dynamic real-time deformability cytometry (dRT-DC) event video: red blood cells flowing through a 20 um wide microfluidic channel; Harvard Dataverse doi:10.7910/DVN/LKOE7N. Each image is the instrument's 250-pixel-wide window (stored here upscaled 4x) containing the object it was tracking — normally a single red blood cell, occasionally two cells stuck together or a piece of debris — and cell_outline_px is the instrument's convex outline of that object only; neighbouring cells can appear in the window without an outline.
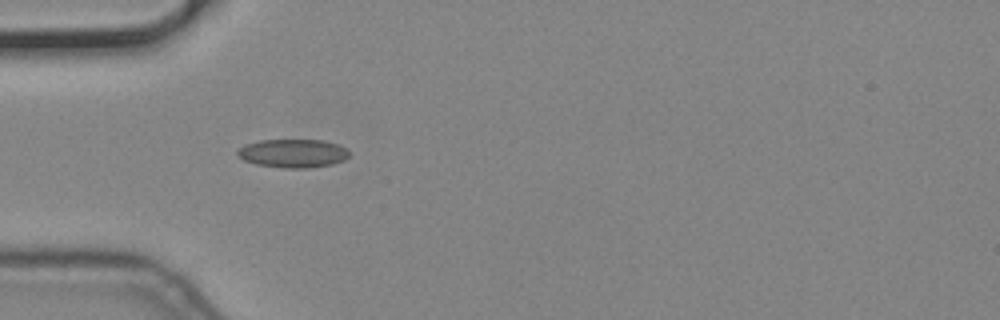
{"species": "common noctule bat (a hibernating species)", "species_latin": "Nyctalus noctula", "temperature_condition": "cold", "stored_images_in_passage": 7, "camera_frame_rate_fps": 3000, "um_per_image_px": 0.085, "animal": {"sex": "male", "body_mass_g": 19.2, "forearm_length_mm": 51.8}, "frame": {"image": 1, "passage_image": 6, "time_ms": 1.667, "image_size_px": [1000, 320], "cell_outline_px": [[348, 156], [344, 160], [332, 164], [308, 168], [284, 168], [256, 164], [244, 160], [236, 156], [236, 152], [244, 144], [260, 140], [324, 140], [336, 144], [344, 148], [348, 152]], "centroid_in_image_um": [24.85, 13.03], "position_along_channel_um": 60.1, "area_um2": 18.5}}
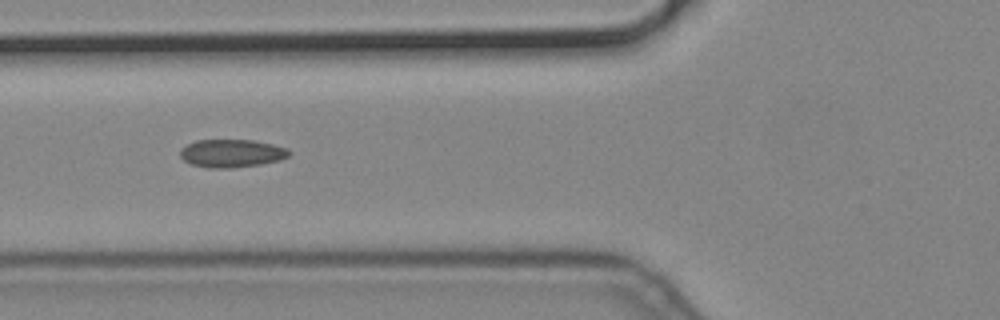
{"frame": {"image": 2, "passage_image": 7, "time_ms": 2.0, "image_size_px": [1000, 320], "cell_outline_px": [[292, 152], [288, 156], [280, 160], [260, 164], [232, 168], [208, 168], [192, 164], [184, 160], [180, 156], [180, 148], [196, 140], [256, 140], [288, 148]], "centroid_in_image_um": [19.7, 13.03], "position_along_channel_um": 106.1, "area_um2": 17.86}}